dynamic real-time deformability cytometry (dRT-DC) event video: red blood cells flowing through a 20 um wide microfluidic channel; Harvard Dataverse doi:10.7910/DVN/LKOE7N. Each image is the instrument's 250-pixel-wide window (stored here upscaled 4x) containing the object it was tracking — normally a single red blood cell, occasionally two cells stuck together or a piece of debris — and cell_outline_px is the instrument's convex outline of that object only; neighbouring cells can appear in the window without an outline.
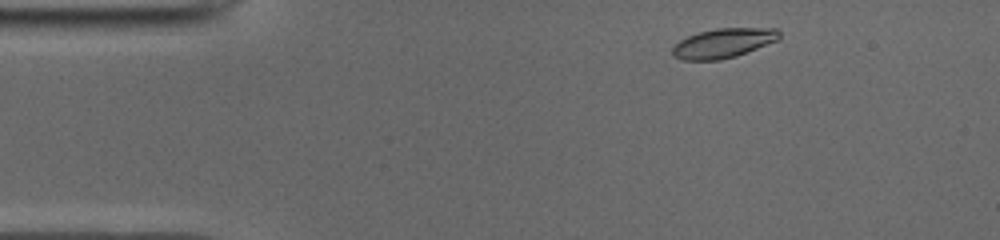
{"species": "common noctule bat (a hibernating species)", "species_latin": "Nyctalus noctula", "temperature_condition": "cold", "stored_images_in_passage": 46, "camera_frame_rate_fps": 3000, "um_per_image_px": 0.085, "animal": {"sex": "male", "body_mass_g": 19.0, "forearm_length_mm": 50.8}, "frame": {"image": 1, "passage_image": 3, "time_ms": 0.667, "image_size_px": [1000, 240], "cell_outline_px": [[780, 36], [776, 40], [736, 56], [720, 60], [684, 60], [672, 56], [672, 48], [680, 40], [688, 36], [700, 32], [716, 28], [776, 28], [780, 32]], "centroid_in_image_um": [61.45, 3.66], "position_along_channel_um": 23.5, "area_um2": 18.15}}
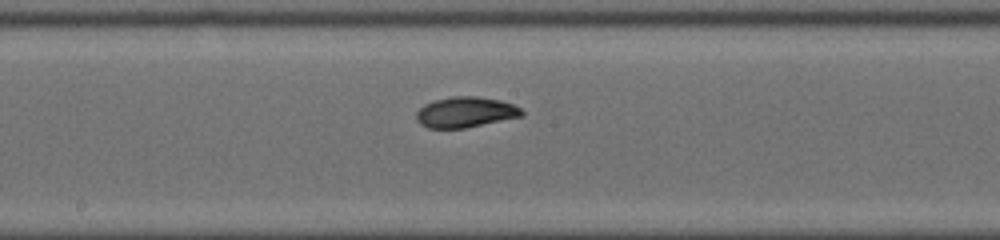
{"frame": {"image": 2, "passage_image": 22, "time_ms": 7.0, "image_size_px": [1000, 240], "cell_outline_px": [[524, 116], [464, 128], [428, 128], [420, 124], [416, 120], [416, 112], [424, 104], [432, 100], [452, 96], [476, 96], [500, 100], [512, 104], [520, 108], [524, 112]], "centroid_in_image_um": [39.55, 9.53], "position_along_channel_um": 208.7, "area_um2": 18.9}}
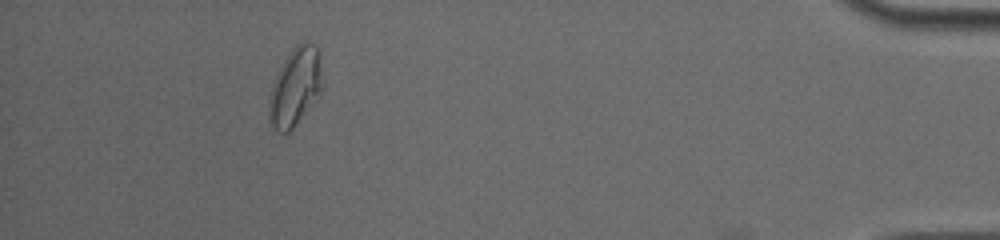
{"frame": {"image": 3, "passage_image": 42, "time_ms": 13.667, "image_size_px": [1000, 240], "cell_outline_px": [[324, 88], [292, 128], [288, 132], [272, 132], [268, 116], [268, 108], [272, 84], [284, 60], [292, 48], [296, 44], [312, 44], [320, 52]], "centroid_in_image_um": [25.09, 7.41], "position_along_channel_um": 410.1, "area_um2": 24.22}, "authors_computed_cell_mechanics": {"area_um2": 18.9006, "velocity_mm_per_s": 3.9414, "shape_relaxation_time_tau1_ms": 2.193, "shape_relaxation_time_tau2_ms": 2.6683, "deformation_change_tau1": 0.1068, "deformation_change_tau2": 0.0614}}